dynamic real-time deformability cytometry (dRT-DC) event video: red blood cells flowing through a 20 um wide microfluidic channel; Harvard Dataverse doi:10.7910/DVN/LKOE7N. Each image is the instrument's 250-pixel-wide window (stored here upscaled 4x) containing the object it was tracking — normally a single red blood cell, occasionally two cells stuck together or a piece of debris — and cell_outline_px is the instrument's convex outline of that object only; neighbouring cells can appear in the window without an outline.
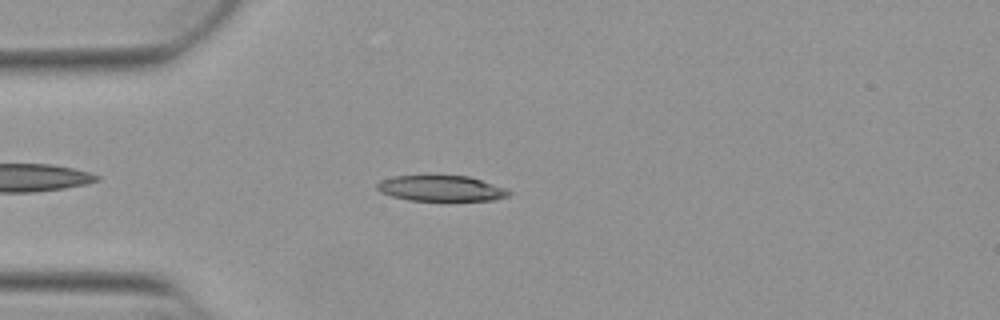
{"species": "Egyptian fruit bat (a non-hibernating species)", "species_latin": "Rousettus aegyptiacus", "temperature_condition": "warm", "stored_images_in_passage": 37, "camera_frame_rate_fps": 3000, "um_per_image_px": 0.085, "animal": {"sex": "female"}, "frame": {"image": 1, "passage_image": 6, "time_ms": 1.667, "image_size_px": [1000, 320], "cell_outline_px": [[512, 192], [508, 196], [492, 200], [448, 204], [408, 200], [392, 196], [380, 192], [376, 188], [376, 184], [380, 180], [392, 176], [468, 176], [504, 188]], "centroid_in_image_um": [37.48, 16.07], "position_along_channel_um": 47.5, "area_um2": 20.63}}
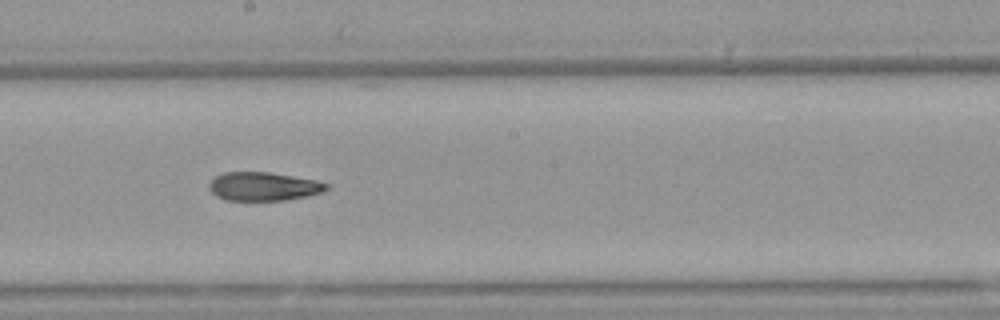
{"frame": {"image": 2, "passage_image": 21, "time_ms": 6.667, "image_size_px": [1000, 320], "cell_outline_px": [[328, 188], [320, 192], [308, 196], [284, 200], [224, 200], [216, 196], [208, 188], [208, 184], [216, 176], [224, 172], [268, 172], [316, 180], [328, 184]], "centroid_in_image_um": [22.36, 15.85], "position_along_channel_um": 225.8, "area_um2": 19.42}}
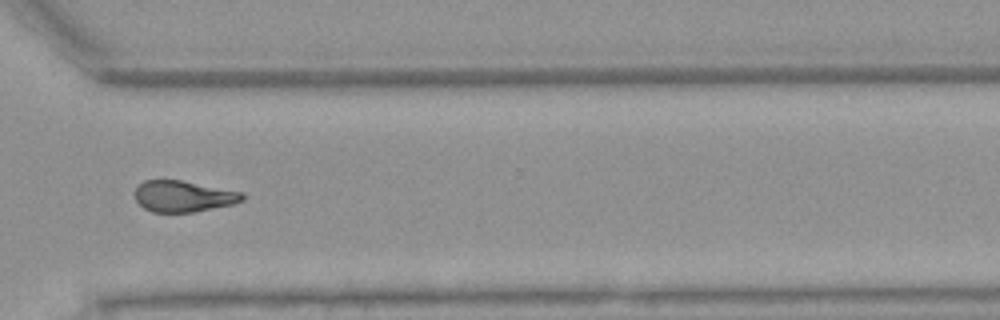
{"frame": {"image": 3, "passage_image": 31, "time_ms": 10.0, "image_size_px": [1000, 320], "cell_outline_px": [[244, 200], [232, 204], [196, 212], [152, 212], [144, 208], [136, 200], [132, 192], [144, 180], [180, 180], [244, 192]], "centroid_in_image_um": [15.57, 16.68], "position_along_channel_um": 355.0, "area_um2": 19.65}, "authors_computed_cell_mechanics": {"area_um2": 20.6346, "velocity_mm_per_s": 3.8728, "shape_relaxation_time_tau1_ms": null, "shape_relaxation_time_tau2_ms": 4.8135, "deformation_change_tau1": null, "deformation_change_tau2": 0.1387}}